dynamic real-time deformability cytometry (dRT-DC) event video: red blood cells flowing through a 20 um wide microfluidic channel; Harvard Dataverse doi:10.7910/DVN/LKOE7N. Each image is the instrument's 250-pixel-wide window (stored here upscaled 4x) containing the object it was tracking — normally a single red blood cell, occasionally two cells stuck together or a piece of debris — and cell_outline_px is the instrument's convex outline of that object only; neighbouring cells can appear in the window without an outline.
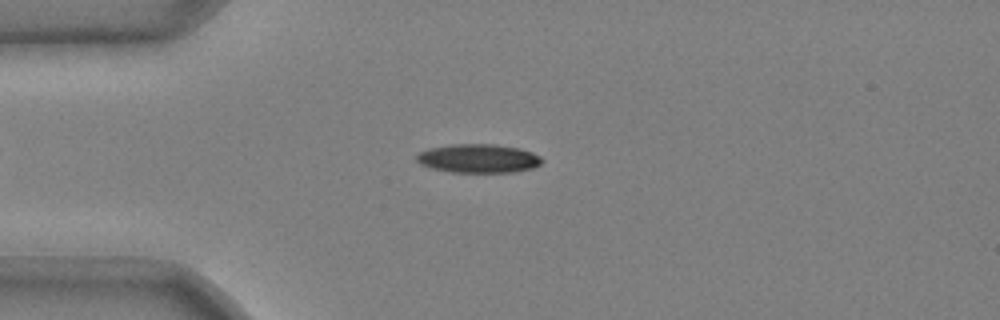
{"species": "common noctule bat (a hibernating species)", "species_latin": "Nyctalus noctula", "temperature_condition": "cold", "stored_images_in_passage": 50, "camera_frame_rate_fps": 3000, "um_per_image_px": 0.085, "animal": {"sex": "male", "body_mass_g": 20.4}, "frame": {"image": 1, "passage_image": 13, "time_ms": 4.0, "image_size_px": [1000, 320], "cell_outline_px": [[544, 160], [540, 164], [532, 168], [512, 172], [452, 172], [432, 168], [420, 164], [416, 160], [416, 156], [420, 152], [428, 148], [452, 144], [496, 144], [520, 148], [532, 152], [540, 156]], "centroid_in_image_um": [40.67, 13.46], "position_along_channel_um": 44.3, "area_um2": 21.04}}
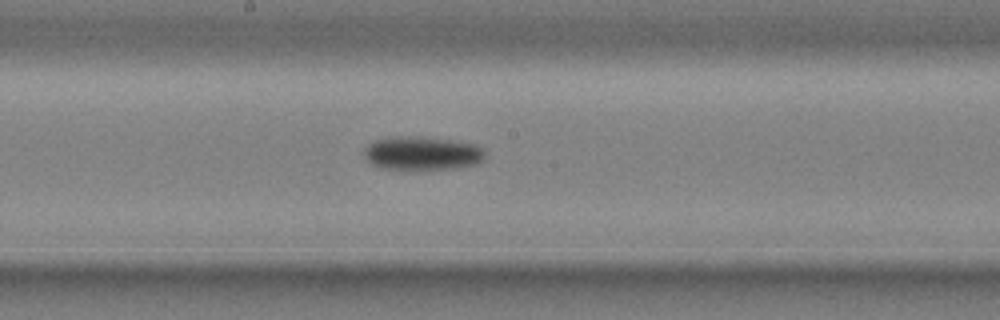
{"frame": {"image": 2, "passage_image": 28, "time_ms": 9.0, "image_size_px": [1000, 320], "cell_outline_px": [[484, 160], [480, 164], [456, 168], [420, 172], [416, 172], [380, 168], [372, 164], [364, 156], [364, 148], [368, 144], [376, 140], [396, 136], [416, 136], [448, 140], [476, 144], [484, 148]], "centroid_in_image_um": [35.9, 13.08], "position_along_channel_um": 212.3, "area_um2": 24.62}}
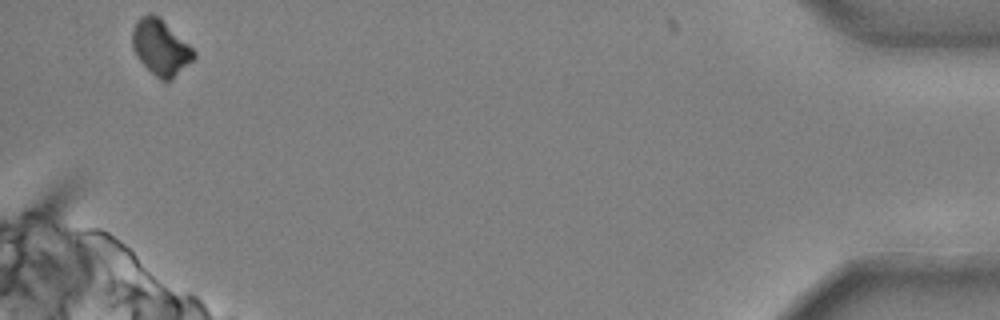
{"frame": {"image": 3, "passage_image": 50, "time_ms": 16.333, "image_size_px": [1000, 320], "cell_outline_px": [[196, 56], [172, 80], [160, 80], [136, 56], [132, 48], [132, 28], [136, 20], [140, 16], [152, 12], [188, 44], [196, 52]], "centroid_in_image_um": [13.62, 4.03], "position_along_channel_um": 421.6, "area_um2": 19.54}, "authors_computed_cell_mechanics": {"area_um2": 21.6461, "velocity_mm_per_s": 3.7144, "shape_relaxation_time_tau1_ms": 4.0452, "shape_relaxation_time_tau2_ms": null, "deformation_change_tau1": 0.1234, "deformation_change_tau2": null}}